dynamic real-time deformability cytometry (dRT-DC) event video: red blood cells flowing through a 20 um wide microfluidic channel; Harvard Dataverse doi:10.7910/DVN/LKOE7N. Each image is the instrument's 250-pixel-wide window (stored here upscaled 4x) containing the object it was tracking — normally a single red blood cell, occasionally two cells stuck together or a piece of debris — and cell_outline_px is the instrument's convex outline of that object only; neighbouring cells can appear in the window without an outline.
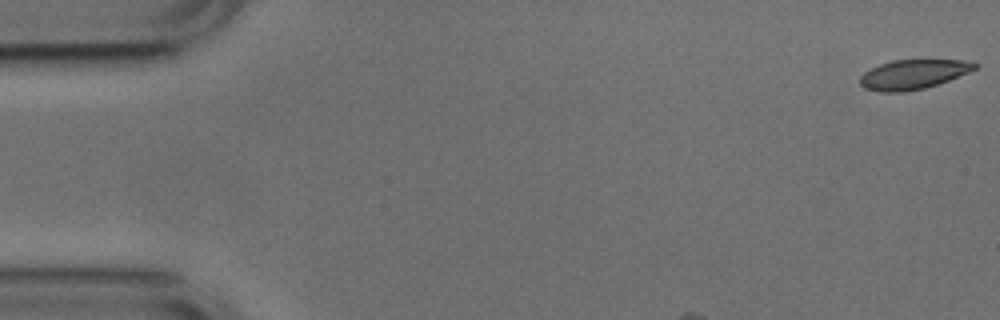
{"species": "common noctule bat (a hibernating species)", "species_latin": "Nyctalus noctula", "temperature_condition": "cold", "stored_images_in_passage": 9, "camera_frame_rate_fps": 3000, "um_per_image_px": 0.085, "animal": {"sex": "male", "body_mass_g": 17.9, "forearm_length_mm": 54.2}, "frame": {"image": 1, "passage_image": 1, "time_ms": 0.0, "image_size_px": [1000, 320], "cell_outline_px": [[976, 68], [968, 72], [948, 80], [924, 88], [904, 92], [876, 92], [864, 88], [860, 84], [860, 76], [864, 72], [880, 64], [892, 60], [960, 60], [976, 64]], "centroid_in_image_um": [77.54, 6.33], "position_along_channel_um": 7.5, "area_um2": 19.48}}